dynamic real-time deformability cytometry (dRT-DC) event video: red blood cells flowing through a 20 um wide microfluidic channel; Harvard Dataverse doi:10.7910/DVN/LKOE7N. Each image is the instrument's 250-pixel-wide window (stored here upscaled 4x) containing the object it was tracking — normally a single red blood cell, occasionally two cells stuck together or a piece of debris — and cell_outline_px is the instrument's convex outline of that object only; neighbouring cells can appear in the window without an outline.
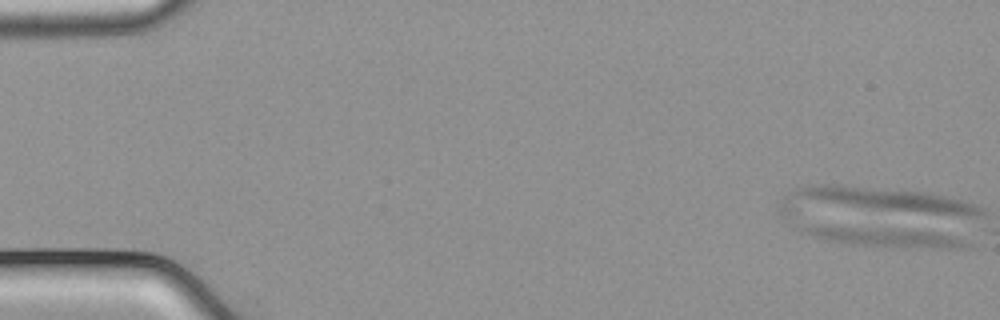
{"species": "common noctule bat (a hibernating species)", "species_latin": "Nyctalus noctula", "temperature_condition": "cold", "stored_images_in_passage": 1, "camera_frame_rate_fps": 3000, "um_per_image_px": 0.085, "animal": {"sex": "male", "body_mass_g": 21.5, "forearm_length_mm": 52.0}, "frame": {"image": 1, "passage_image": 1, "time_ms": 0.0, "image_size_px": [1000, 320], "cell_outline_px": [[968, 244], [956, 248], [944, 248], [848, 244], [824, 240], [812, 236], [796, 228], [796, 224], [800, 224], [924, 228], [952, 236]], "centroid_in_image_um": [74.96, 20.06], "position_along_channel_um": 10.0, "area_um2": 19.25}}